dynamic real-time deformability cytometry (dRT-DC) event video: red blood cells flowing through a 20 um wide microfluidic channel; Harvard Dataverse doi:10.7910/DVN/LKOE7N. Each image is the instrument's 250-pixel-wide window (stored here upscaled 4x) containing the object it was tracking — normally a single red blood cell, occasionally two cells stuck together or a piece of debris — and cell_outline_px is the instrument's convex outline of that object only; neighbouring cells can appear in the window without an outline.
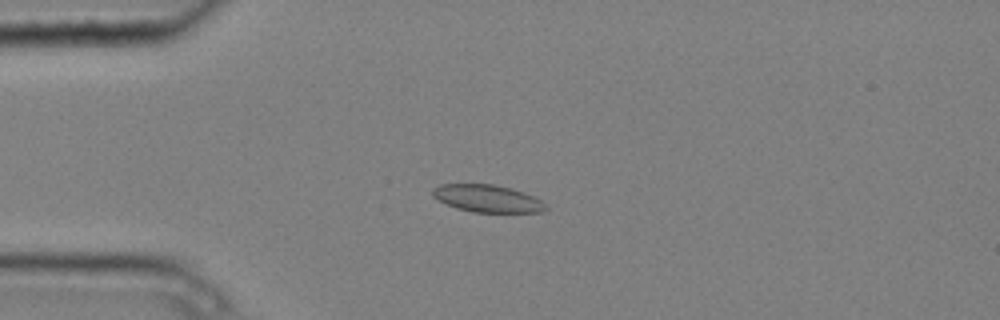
{"species": "common noctule bat (a hibernating species)", "species_latin": "Nyctalus noctula", "temperature_condition": "cold", "stored_images_in_passage": 9, "camera_frame_rate_fps": 3000, "um_per_image_px": 0.085, "animal": {"sex": "male", "body_mass_g": 20.4}, "frame": {"image": 1, "passage_image": 4, "time_ms": 1.0, "image_size_px": [1000, 320], "cell_outline_px": [[548, 208], [544, 212], [472, 212], [456, 208], [432, 196], [432, 188], [440, 184], [492, 184], [508, 188], [532, 196], [540, 200]], "centroid_in_image_um": [41.39, 16.88], "position_along_channel_um": 43.6, "area_um2": 17.74}}
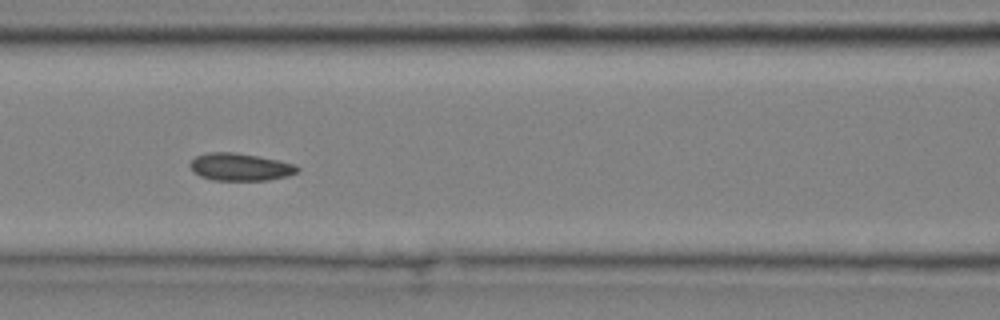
{"frame": {"image": 2, "passage_image": 7, "time_ms": 2.0, "image_size_px": [1000, 320], "cell_outline_px": [[300, 168], [296, 172], [288, 176], [268, 180], [212, 180], [200, 176], [188, 164], [196, 156], [208, 152], [236, 152], [260, 156], [296, 164]], "centroid_in_image_um": [20.44, 14.18], "position_along_channel_um": 146.2, "area_um2": 17.22}}
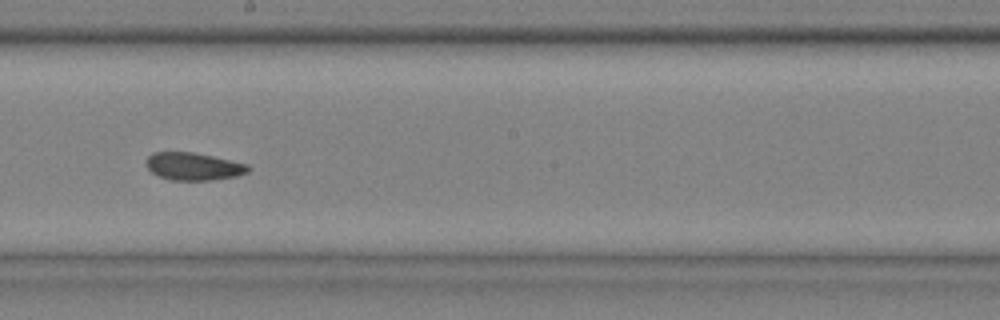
{"frame": {"image": 3, "passage_image": 9, "time_ms": 2.667, "image_size_px": [1000, 320], "cell_outline_px": [[252, 168], [248, 172], [236, 176], [212, 180], [172, 180], [160, 176], [152, 172], [144, 164], [144, 160], [152, 152], [192, 152], [212, 156], [248, 164]], "centroid_in_image_um": [16.43, 14.14], "position_along_channel_um": 231.8, "area_um2": 16.47}}